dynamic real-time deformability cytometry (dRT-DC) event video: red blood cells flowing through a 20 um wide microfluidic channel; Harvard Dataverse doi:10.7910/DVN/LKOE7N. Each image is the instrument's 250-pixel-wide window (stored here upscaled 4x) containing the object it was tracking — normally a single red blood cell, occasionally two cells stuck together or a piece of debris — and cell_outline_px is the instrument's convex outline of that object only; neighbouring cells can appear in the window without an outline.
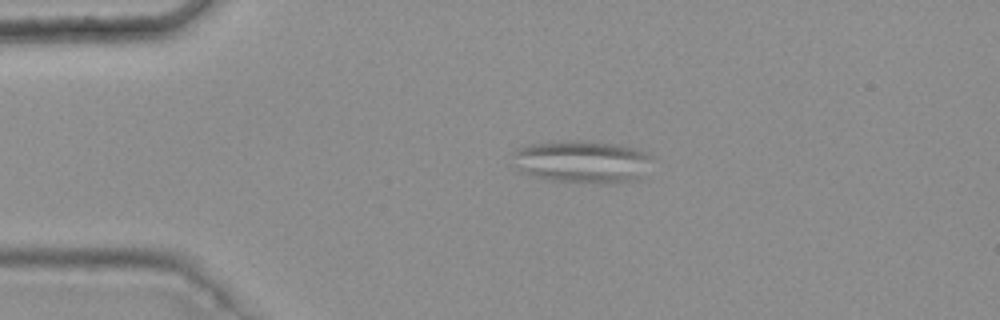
{"species": "common noctule bat (a hibernating species)", "species_latin": "Nyctalus noctula", "temperature_condition": "warm", "stored_images_in_passage": 4, "camera_frame_rate_fps": 3000, "um_per_image_px": 0.085, "animal": {"sex": "female", "body_mass_g": 25.1}, "frame": {"image": 1, "passage_image": 3, "time_ms": 0.667, "image_size_px": [1000, 320], "cell_outline_px": [[652, 156], [644, 180], [612, 184], [560, 180], [532, 176], [520, 172], [512, 152], [516, 148], [532, 144], [572, 140], [584, 140], [620, 144], [636, 148], [648, 152]], "centroid_in_image_um": [49.6, 13.74], "position_along_channel_um": 35.4, "area_um2": 34.97}}